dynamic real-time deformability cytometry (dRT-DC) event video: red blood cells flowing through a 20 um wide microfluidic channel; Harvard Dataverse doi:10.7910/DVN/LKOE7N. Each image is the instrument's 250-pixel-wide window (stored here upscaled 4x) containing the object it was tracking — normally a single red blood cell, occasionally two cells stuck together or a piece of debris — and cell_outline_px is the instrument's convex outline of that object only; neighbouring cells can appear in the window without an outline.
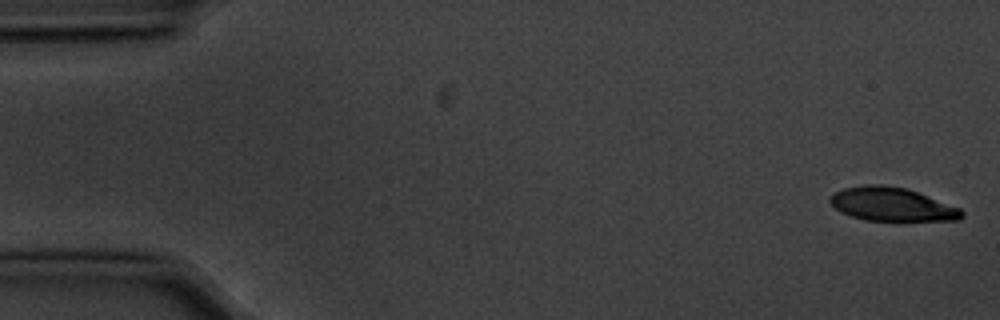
{"species": "common noctule bat (a hibernating species)", "species_latin": "Nyctalus noctula", "temperature_condition": "cold", "stored_images_in_passage": 5, "camera_frame_rate_fps": 3000, "um_per_image_px": 0.085, "animal": {"sex": "male", "body_mass_g": 20.1, "forearm_length_mm": 53.5}, "frame": {"image": 1, "passage_image": 1, "time_ms": 0.0, "image_size_px": [1000, 320], "cell_outline_px": [[964, 216], [960, 220], [864, 220], [840, 212], [828, 200], [836, 192], [844, 188], [868, 184], [884, 184], [904, 188], [916, 192], [960, 208], [964, 212]], "centroid_in_image_um": [75.81, 17.37], "position_along_channel_um": 9.2, "area_um2": 25.37}}